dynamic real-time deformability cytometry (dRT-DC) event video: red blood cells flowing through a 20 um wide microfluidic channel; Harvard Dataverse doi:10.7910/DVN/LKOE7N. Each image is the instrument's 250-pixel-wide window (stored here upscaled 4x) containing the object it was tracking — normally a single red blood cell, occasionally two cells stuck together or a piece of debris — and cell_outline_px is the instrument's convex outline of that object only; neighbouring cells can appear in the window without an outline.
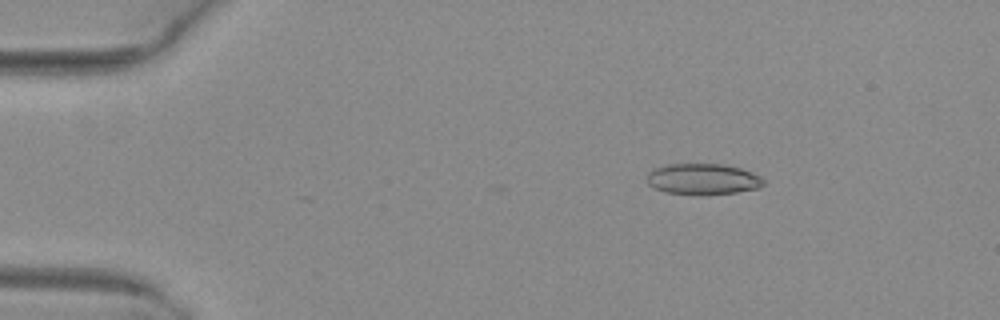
{"species": "common noctule bat (a hibernating species)", "species_latin": "Nyctalus noctula", "temperature_condition": "warm", "stored_images_in_passage": 4, "camera_frame_rate_fps": 3000, "um_per_image_px": 0.085, "animal": {"sex": "female", "body_mass_g": 29.2, "forearm_length_mm": 56.3}, "frame": {"image": 1, "passage_image": 2, "time_ms": 0.333, "image_size_px": [1000, 320], "cell_outline_px": [[764, 184], [756, 188], [736, 192], [664, 192], [652, 188], [648, 184], [648, 172], [656, 168], [668, 164], [724, 164], [740, 168], [752, 172], [760, 176], [764, 180]], "centroid_in_image_um": [59.73, 15.18], "position_along_channel_um": 25.3, "area_um2": 20.23}}